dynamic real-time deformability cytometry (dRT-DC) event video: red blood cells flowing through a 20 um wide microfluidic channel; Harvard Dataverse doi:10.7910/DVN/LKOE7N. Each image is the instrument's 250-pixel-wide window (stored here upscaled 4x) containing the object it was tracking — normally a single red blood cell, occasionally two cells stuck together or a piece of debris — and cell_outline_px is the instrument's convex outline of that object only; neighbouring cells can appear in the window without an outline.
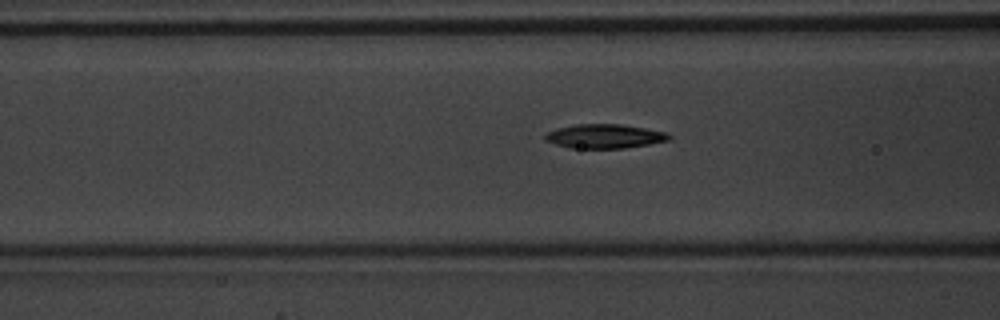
{"species": "common noctule bat (a hibernating species)", "species_latin": "Nyctalus noctula", "temperature_condition": "warm", "stored_images_in_passage": 33, "camera_frame_rate_fps": 3000, "um_per_image_px": 0.085, "animal": {"sex": "male", "body_mass_g": 20.1, "forearm_length_mm": 53.5}, "frame": {"image": 1, "passage_image": 7, "time_ms": 2.0, "image_size_px": [1000, 320], "cell_outline_px": [[672, 136], [668, 140], [648, 144], [624, 148], [568, 148], [544, 140], [544, 136], [548, 132], [556, 128], [576, 124], [620, 124], [668, 132]], "centroid_in_image_um": [51.37, 11.58], "position_along_channel_um": 115.2, "area_um2": 17.4}}
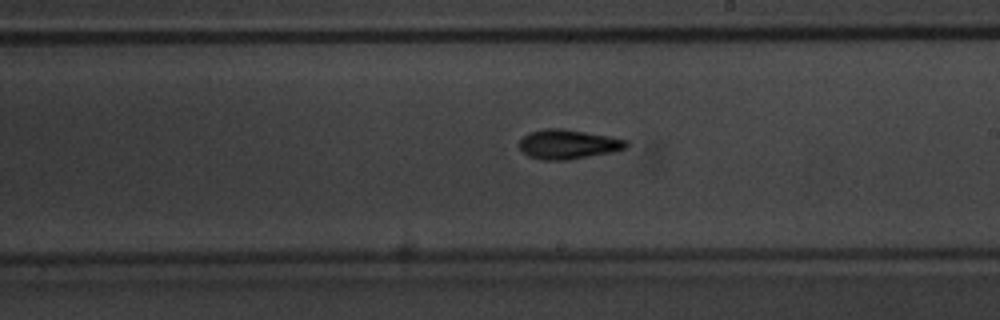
{"frame": {"image": 2, "passage_image": 16, "time_ms": 5.0, "image_size_px": [1000, 320], "cell_outline_px": [[628, 148], [612, 152], [568, 160], [540, 160], [528, 156], [520, 148], [520, 140], [528, 132], [544, 128], [564, 128], [608, 136], [628, 140]], "centroid_in_image_um": [48.29, 12.26], "position_along_channel_um": 240.7, "area_um2": 18.5}}
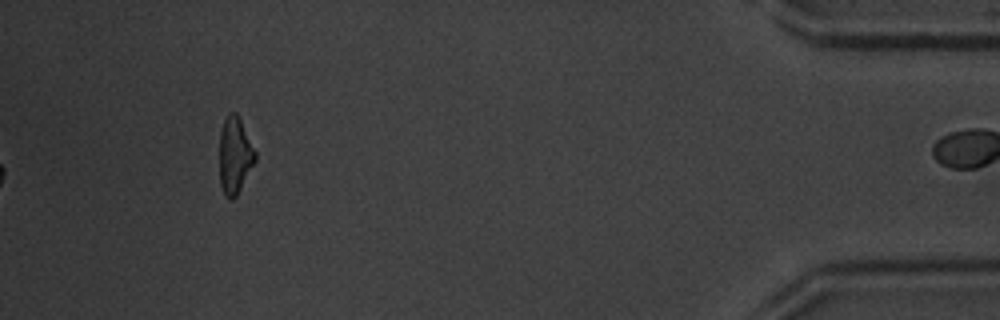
{"frame": {"image": 3, "passage_image": 33, "time_ms": 10.667, "image_size_px": [1000, 320], "cell_outline_px": [[256, 160], [236, 196], [232, 200], [228, 200], [224, 196], [220, 184], [220, 132], [224, 120], [228, 112], [236, 112], [256, 152]], "centroid_in_image_um": [19.95, 13.23], "position_along_channel_um": 415.3, "area_um2": 15.9}, "authors_computed_cell_mechanics": {"area_um2": 17.1088, "velocity_mm_per_s": 4.1752, "shape_relaxation_time_tau1_ms": 3.1212, "shape_relaxation_time_tau2_ms": 3.7681, "deformation_change_tau1": 0.1827, "deformation_change_tau2": 0.1322}}